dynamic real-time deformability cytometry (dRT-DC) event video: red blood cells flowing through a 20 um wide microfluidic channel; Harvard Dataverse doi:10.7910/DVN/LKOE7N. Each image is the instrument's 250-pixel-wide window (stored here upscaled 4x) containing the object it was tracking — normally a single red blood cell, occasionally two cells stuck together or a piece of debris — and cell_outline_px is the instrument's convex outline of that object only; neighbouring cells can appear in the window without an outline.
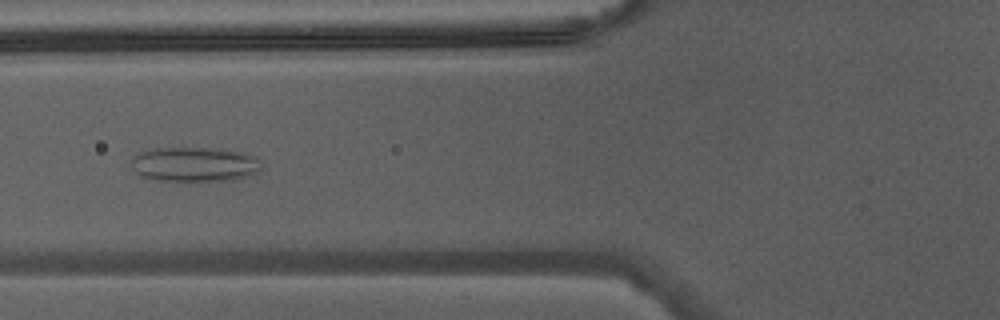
{"species": "Egyptian fruit bat (a non-hibernating species)", "species_latin": "Rousettus aegyptiacus", "temperature_condition": "warm", "stored_images_in_passage": 46, "camera_frame_rate_fps": 3000, "um_per_image_px": 0.085, "animal": {"sex": "male"}, "frame": {"image": 1, "passage_image": 19, "time_ms": 6.0, "image_size_px": [1000, 320], "cell_outline_px": [[260, 172], [248, 176], [232, 180], [192, 184], [188, 184], [148, 180], [136, 172], [132, 168], [132, 160], [140, 152], [156, 148], [212, 148], [240, 152], [256, 156], [260, 160]], "centroid_in_image_um": [16.53, 14.04], "position_along_channel_um": 109.3, "area_um2": 27.4}}
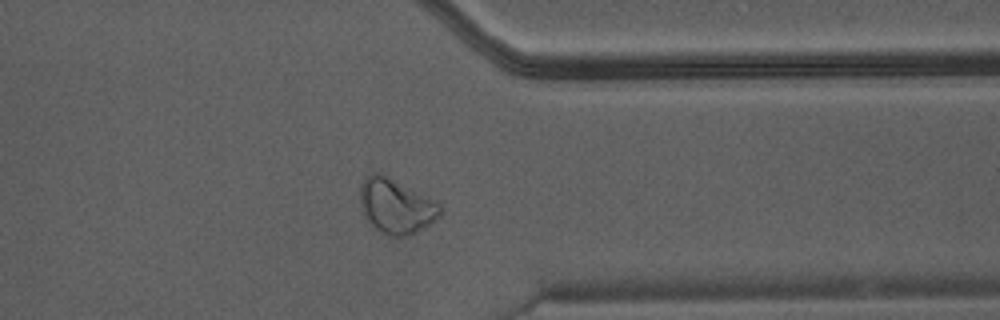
{"frame": {"image": 2, "passage_image": 37, "time_ms": 12.0, "image_size_px": [1000, 320], "cell_outline_px": [[444, 212], [436, 220], [416, 232], [404, 236], [392, 236], [376, 228], [368, 220], [360, 204], [360, 188], [364, 180], [372, 172], [380, 172], [436, 200], [444, 208]], "centroid_in_image_um": [33.72, 17.49], "position_along_channel_um": 377.7, "area_um2": 25.43}}
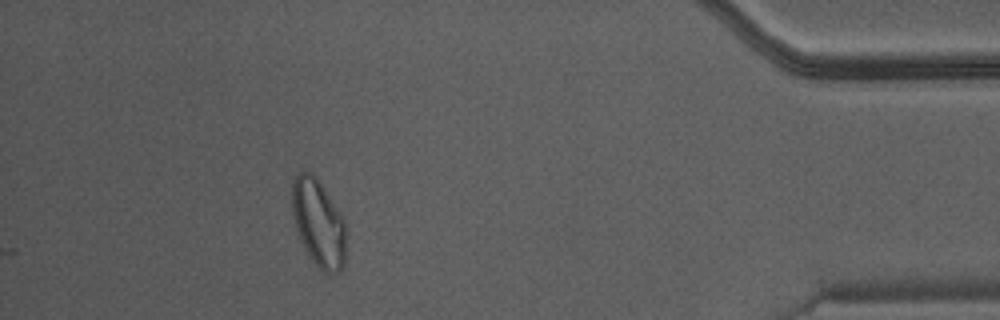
{"frame": {"image": 3, "passage_image": 42, "time_ms": 13.667, "image_size_px": [1000, 320], "cell_outline_px": [[344, 268], [340, 272], [324, 272], [312, 260], [304, 248], [296, 228], [292, 212], [292, 180], [300, 172], [312, 172], [316, 176], [344, 216]], "centroid_in_image_um": [27.07, 18.92], "position_along_channel_um": 408.1, "area_um2": 27.34}}